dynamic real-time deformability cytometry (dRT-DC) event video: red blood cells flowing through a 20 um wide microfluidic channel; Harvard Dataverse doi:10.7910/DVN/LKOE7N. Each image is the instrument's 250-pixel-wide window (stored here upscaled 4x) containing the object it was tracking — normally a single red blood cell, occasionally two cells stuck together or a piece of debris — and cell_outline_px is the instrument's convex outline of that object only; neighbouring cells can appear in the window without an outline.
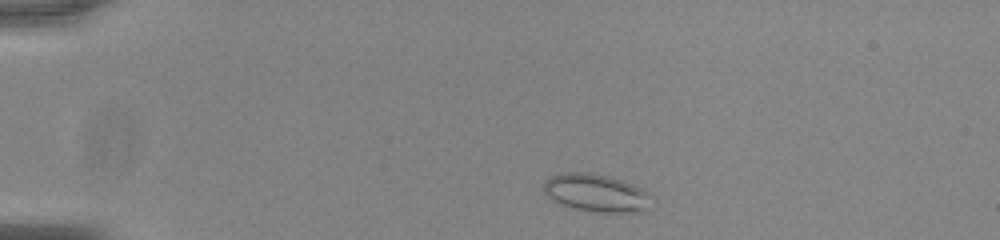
{"species": "common noctule bat (a hibernating species)", "species_latin": "Nyctalus noctula", "temperature_condition": "room temperature", "stored_images_in_passage": 47, "camera_frame_rate_fps": 3000, "um_per_image_px": 0.085, "animal": {"sex": "male", "body_mass_g": 20.0, "forearm_length_mm": 53.3}, "frame": {"image": 1, "passage_image": 4, "time_ms": 1.0, "image_size_px": [1000, 240], "cell_outline_px": [[652, 196], [644, 208], [640, 212], [596, 212], [576, 208], [560, 204], [552, 200], [544, 192], [544, 180], [560, 172], [588, 172], [608, 176], [632, 184], [640, 188]], "centroid_in_image_um": [50.61, 16.38], "position_along_channel_um": 34.4, "area_um2": 23.41}}
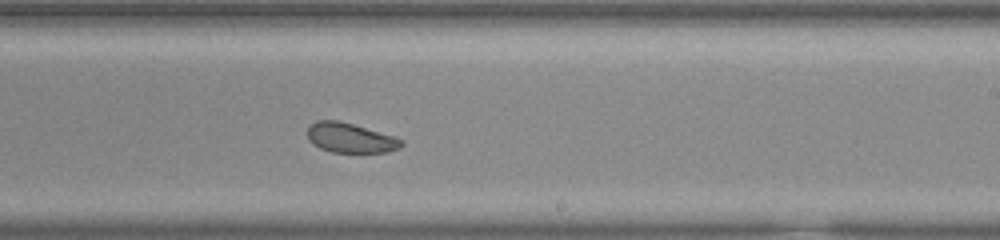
{"frame": {"image": 2, "passage_image": 27, "time_ms": 8.667, "image_size_px": [1000, 240], "cell_outline_px": [[404, 144], [400, 148], [388, 152], [332, 152], [320, 148], [312, 144], [308, 140], [308, 128], [316, 120], [340, 120], [396, 136], [404, 140]], "centroid_in_image_um": [29.81, 11.71], "position_along_channel_um": 259.2, "area_um2": 16.53}}
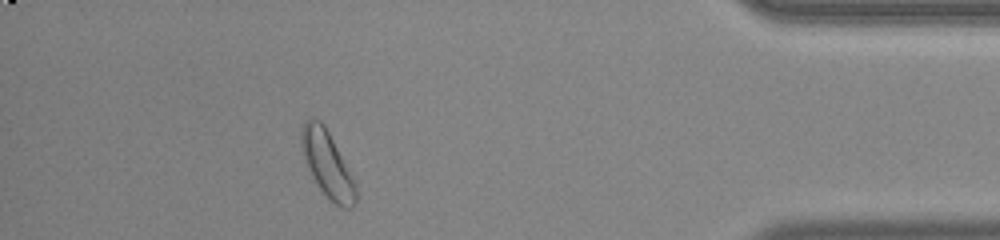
{"frame": {"image": 3, "passage_image": 42, "time_ms": 13.667, "image_size_px": [1000, 240], "cell_outline_px": [[356, 204], [352, 208], [340, 208], [320, 188], [312, 176], [304, 160], [300, 144], [300, 132], [304, 120], [312, 116], [320, 120], [324, 124], [352, 176], [356, 184]], "centroid_in_image_um": [27.79, 13.91], "position_along_channel_um": 407.4, "area_um2": 20.87}, "authors_computed_cell_mechanics": {"area_um2": 19.3052, "velocity_mm_per_s": 3.7597, "shape_relaxation_time_tau1_ms": null, "shape_relaxation_time_tau2_ms": 7.2766, "deformation_change_tau1": null, "deformation_change_tau2": 0.1508}}